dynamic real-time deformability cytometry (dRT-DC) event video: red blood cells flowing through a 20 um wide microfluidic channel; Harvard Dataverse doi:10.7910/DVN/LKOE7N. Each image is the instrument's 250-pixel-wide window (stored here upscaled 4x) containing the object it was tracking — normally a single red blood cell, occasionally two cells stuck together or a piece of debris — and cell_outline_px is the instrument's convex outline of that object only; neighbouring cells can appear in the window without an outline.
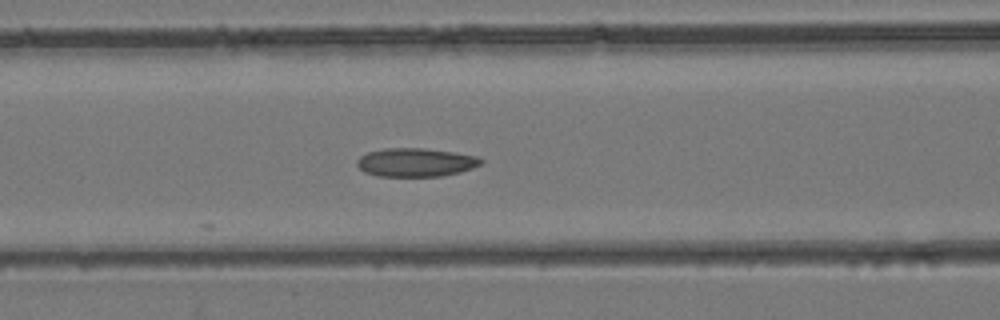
{"species": "common noctule bat (a hibernating species)", "species_latin": "Nyctalus noctula", "temperature_condition": "room temperature", "stored_images_in_passage": 15, "camera_frame_rate_fps": 3000, "um_per_image_px": 0.085, "animal": {"sex": "female", "body_mass_g": 24.6, "forearm_length_mm": 56.2}, "frame": {"image": 1, "passage_image": 6, "time_ms": 1.667, "image_size_px": [1000, 320], "cell_outline_px": [[484, 160], [480, 164], [472, 168], [460, 172], [440, 176], [380, 176], [364, 172], [356, 164], [356, 160], [360, 156], [368, 152], [384, 148], [424, 148], [456, 152], [476, 156]], "centroid_in_image_um": [35.33, 13.79], "position_along_channel_um": 131.3, "area_um2": 20.63}}
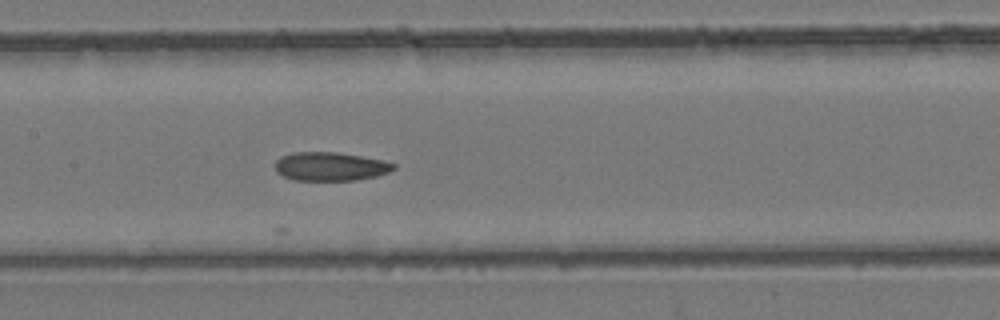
{"frame": {"image": 2, "passage_image": 9, "time_ms": 2.667, "image_size_px": [1000, 320], "cell_outline_px": [[396, 168], [388, 172], [376, 176], [356, 180], [292, 180], [276, 172], [276, 160], [280, 156], [292, 152], [336, 152], [360, 156], [380, 160], [396, 164]], "centroid_in_image_um": [28.05, 14.15], "position_along_channel_um": 179.4, "area_um2": 19.71}}
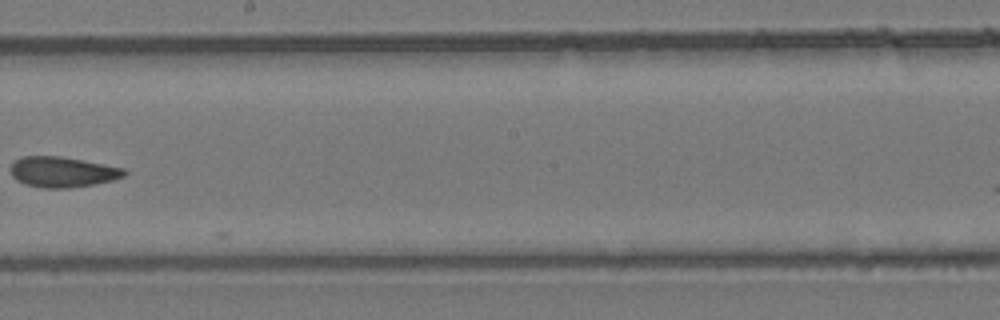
{"frame": {"image": 3, "passage_image": 13, "time_ms": 4.0, "image_size_px": [1000, 320], "cell_outline_px": [[128, 172], [124, 176], [112, 180], [92, 184], [68, 188], [40, 188], [24, 184], [16, 180], [12, 176], [12, 160], [20, 156], [60, 156], [104, 164], [124, 168]], "centroid_in_image_um": [5.28, 14.61], "position_along_channel_um": 242.9, "area_um2": 20.23}}